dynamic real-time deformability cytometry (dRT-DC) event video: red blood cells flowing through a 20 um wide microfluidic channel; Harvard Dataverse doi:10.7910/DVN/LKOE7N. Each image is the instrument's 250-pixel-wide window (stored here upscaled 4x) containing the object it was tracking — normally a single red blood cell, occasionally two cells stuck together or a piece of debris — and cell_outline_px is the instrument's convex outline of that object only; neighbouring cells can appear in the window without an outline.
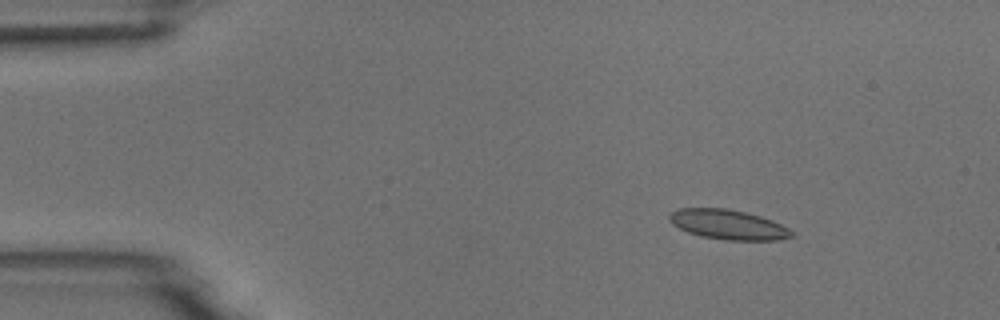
{"species": "common noctule bat (a hibernating species)", "species_latin": "Nyctalus noctula", "temperature_condition": "room temperature", "stored_images_in_passage": 6, "camera_frame_rate_fps": 3000, "um_per_image_px": 0.085, "animal": {"sex": "male", "body_mass_g": 18.8}, "frame": {"image": 1, "passage_image": 3, "time_ms": 2.333, "image_size_px": [1000, 320], "cell_outline_px": [[796, 236], [780, 240], [724, 240], [700, 236], [688, 232], [672, 224], [668, 220], [668, 216], [672, 212], [680, 208], [724, 208], [744, 212], [760, 216], [772, 220], [796, 232]], "centroid_in_image_um": [61.92, 19.1], "position_along_channel_um": 23.1, "area_um2": 21.33}}